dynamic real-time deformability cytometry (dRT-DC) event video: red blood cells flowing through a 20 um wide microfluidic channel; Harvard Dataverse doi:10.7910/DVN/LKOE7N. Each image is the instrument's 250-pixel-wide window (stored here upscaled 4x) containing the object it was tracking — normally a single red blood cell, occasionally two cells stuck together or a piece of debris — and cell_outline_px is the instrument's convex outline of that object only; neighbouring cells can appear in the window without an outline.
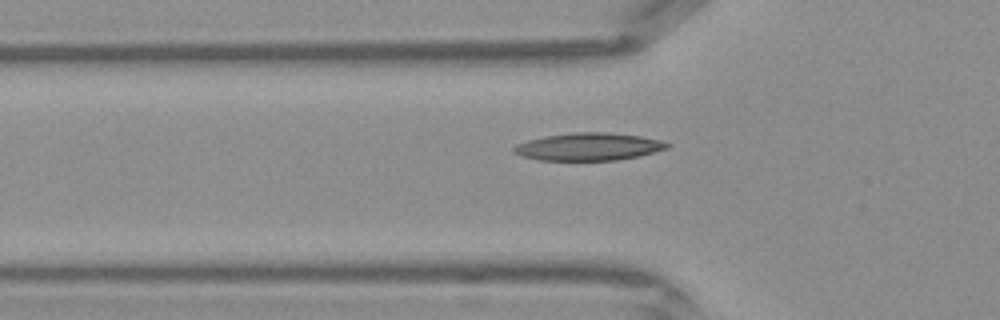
{"species": "Egyptian fruit bat (a non-hibernating species)", "species_latin": "Rousettus aegyptiacus", "temperature_condition": "warm", "stored_images_in_passage": 28, "camera_frame_rate_fps": 3000, "um_per_image_px": 0.085, "frame": {"image": 1, "passage_image": 2, "time_ms": 0.333, "image_size_px": [1000, 320], "cell_outline_px": [[672, 144], [668, 148], [640, 156], [616, 160], [540, 160], [520, 156], [512, 152], [512, 148], [516, 144], [528, 140], [544, 136], [572, 132], [604, 132], [640, 136], [660, 140]], "centroid_in_image_um": [50.01, 12.47], "position_along_channel_um": 75.8, "area_um2": 24.74}}
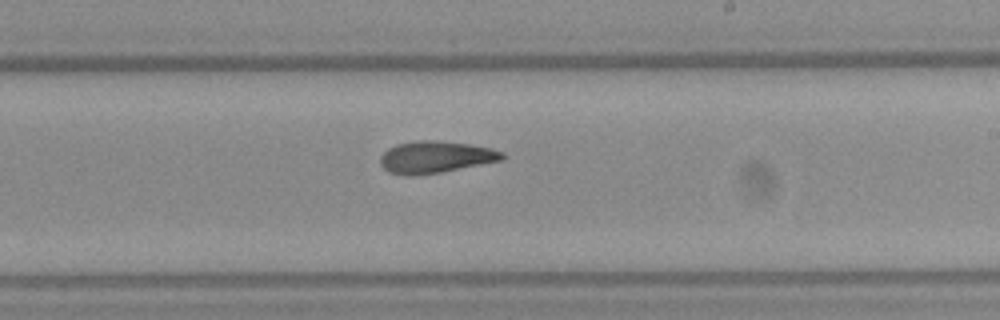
{"frame": {"image": 2, "passage_image": 13, "time_ms": 4.0, "image_size_px": [1000, 320], "cell_outline_px": [[504, 160], [440, 172], [412, 176], [404, 176], [388, 172], [380, 164], [380, 156], [388, 148], [396, 144], [416, 140], [436, 140], [468, 144], [492, 148], [504, 152]], "centroid_in_image_um": [37.0, 13.35], "position_along_channel_um": 252.0, "area_um2": 22.83}}
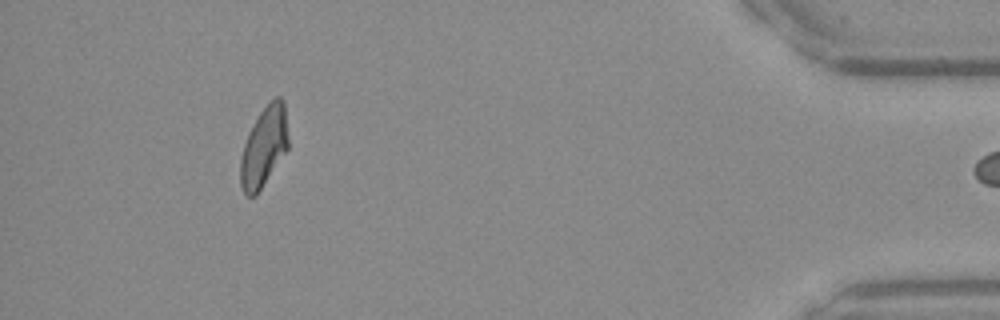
{"frame": {"image": 3, "passage_image": 27, "time_ms": 8.667, "image_size_px": [1000, 320], "cell_outline_px": [[288, 148], [256, 196], [244, 196], [240, 184], [240, 160], [244, 144], [248, 132], [260, 112], [276, 96], [280, 96], [284, 100], [288, 136]], "centroid_in_image_um": [22.42, 12.5], "position_along_channel_um": 412.8, "area_um2": 22.25}}